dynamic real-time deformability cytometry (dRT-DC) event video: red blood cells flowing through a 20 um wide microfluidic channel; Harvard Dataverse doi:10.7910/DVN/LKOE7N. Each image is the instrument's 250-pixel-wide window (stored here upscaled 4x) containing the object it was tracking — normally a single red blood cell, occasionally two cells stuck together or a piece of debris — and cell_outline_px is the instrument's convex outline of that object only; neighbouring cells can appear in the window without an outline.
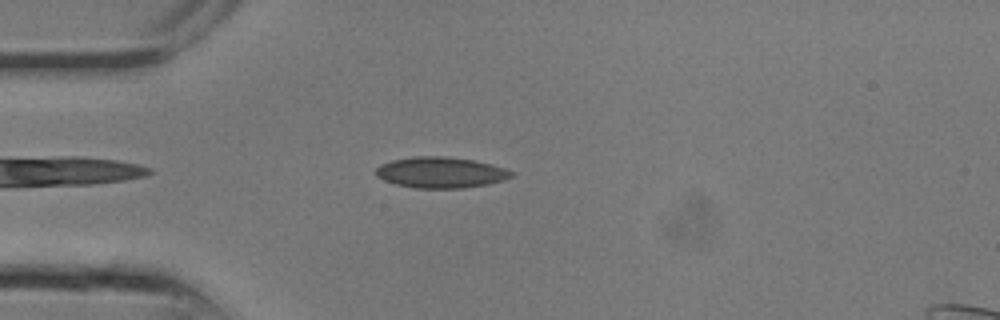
{"species": "common noctule bat (a hibernating species)", "species_latin": "Nyctalus noctula", "temperature_condition": "room temperature", "stored_images_in_passage": 18, "camera_frame_rate_fps": 3000, "um_per_image_px": 0.085, "animal": {"sex": "male", "body_mass_g": 13.3}, "frame": {"image": 1, "passage_image": 2, "time_ms": 0.333, "image_size_px": [1000, 320], "cell_outline_px": [[512, 176], [504, 180], [488, 184], [464, 188], [416, 188], [396, 184], [384, 180], [376, 176], [376, 168], [380, 164], [392, 160], [416, 156], [444, 156], [472, 160], [492, 164], [504, 168], [512, 172]], "centroid_in_image_um": [37.44, 14.66], "position_along_channel_um": 47.6, "area_um2": 24.33}}
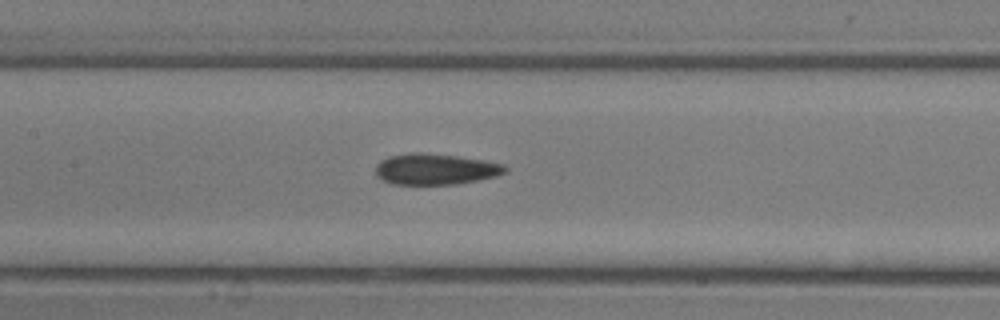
{"frame": {"image": 2, "passage_image": 7, "time_ms": 2.0, "image_size_px": [1000, 320], "cell_outline_px": [[508, 172], [496, 176], [456, 184], [392, 184], [376, 176], [376, 164], [380, 160], [388, 156], [412, 152], [424, 152], [456, 156], [484, 160], [504, 164], [508, 168]], "centroid_in_image_um": [37.01, 14.36], "position_along_channel_um": 170.4, "area_um2": 23.52}}
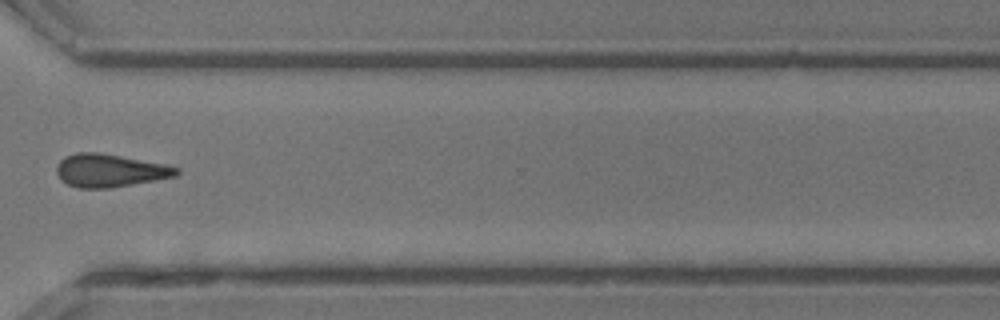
{"frame": {"image": 3, "passage_image": 14, "time_ms": 4.333, "image_size_px": [1000, 320], "cell_outline_px": [[180, 172], [176, 176], [156, 180], [108, 188], [80, 188], [68, 184], [60, 180], [56, 172], [56, 164], [64, 156], [76, 152], [100, 152], [164, 164], [180, 168]], "centroid_in_image_um": [9.3, 14.48], "position_along_channel_um": 361.3, "area_um2": 23.12}}